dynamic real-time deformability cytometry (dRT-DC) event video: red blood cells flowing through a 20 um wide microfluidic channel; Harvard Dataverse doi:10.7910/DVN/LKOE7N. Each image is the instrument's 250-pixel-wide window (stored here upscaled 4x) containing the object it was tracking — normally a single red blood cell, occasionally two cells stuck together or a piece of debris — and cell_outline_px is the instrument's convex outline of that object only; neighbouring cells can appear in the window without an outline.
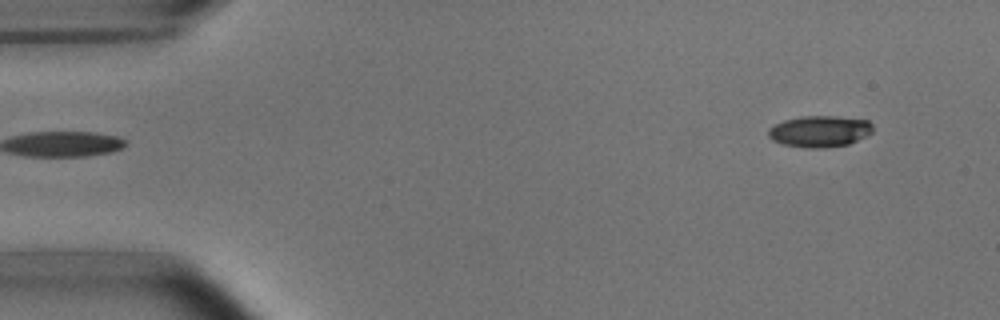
{"species": "common noctule bat (a hibernating species)", "species_latin": "Nyctalus noctula", "temperature_condition": "room temperature", "stored_images_in_passage": 6, "segment_of_instrument_passage": [2, 2], "camera_frame_rate_fps": 3000, "um_per_image_px": 0.085, "animal": {"sex": "male", "body_mass_g": 15.6}, "frame": {"image": 1, "passage_image": 6, "time_ms": 5.667, "image_size_px": [1000, 320], "cell_outline_px": [[872, 132], [848, 144], [824, 148], [804, 148], [784, 144], [772, 140], [768, 136], [768, 128], [784, 120], [800, 116], [836, 116], [868, 120], [872, 124]], "centroid_in_image_um": [69.65, 11.16], "position_along_channel_um": 15.4, "area_um2": 19.07}}